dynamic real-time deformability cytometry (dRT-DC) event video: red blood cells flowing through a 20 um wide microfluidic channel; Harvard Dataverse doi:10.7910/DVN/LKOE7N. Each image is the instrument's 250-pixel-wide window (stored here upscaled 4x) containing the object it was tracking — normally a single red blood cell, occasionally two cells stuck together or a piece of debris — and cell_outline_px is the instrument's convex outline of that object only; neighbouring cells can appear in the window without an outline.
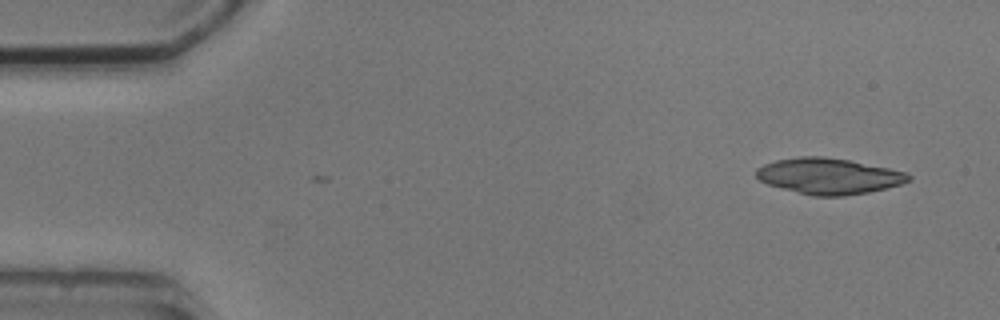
{"species": "common noctule bat (a hibernating species)", "species_latin": "Nyctalus noctula", "temperature_condition": "cold", "stored_images_in_passage": 5, "camera_frame_rate_fps": 3000, "um_per_image_px": 0.085, "animal": {"sex": "male", "body_mass_g": 20.5, "forearm_length_mm": 52.5}, "frame": {"image": 1, "passage_image": 1, "time_ms": 0.0, "image_size_px": [1000, 320], "cell_outline_px": [[912, 180], [900, 184], [868, 192], [844, 196], [812, 196], [768, 184], [760, 180], [756, 176], [756, 168], [764, 164], [776, 160], [800, 156], [824, 156], [848, 160], [908, 172], [912, 176]], "centroid_in_image_um": [70.45, 14.96], "position_along_channel_um": 14.5, "area_um2": 31.79}}
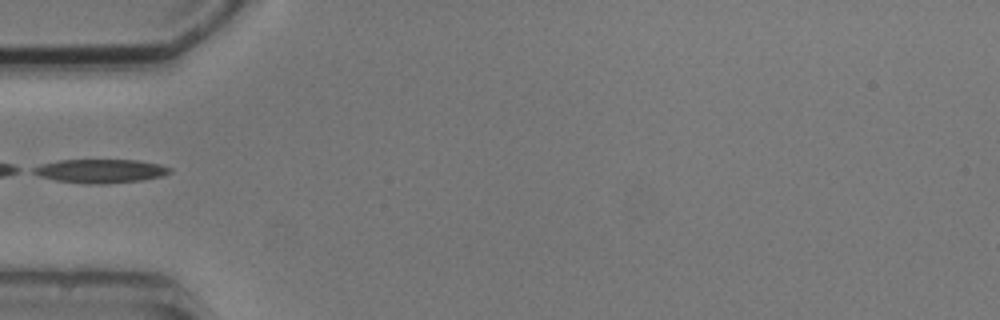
{"frame": {"image": 2, "passage_image": 5, "time_ms": 4.667, "image_size_px": [1000, 320], "cell_outline_px": [[172, 172], [160, 176], [144, 180], [104, 184], [84, 184], [56, 180], [40, 176], [32, 172], [32, 168], [40, 164], [60, 160], [136, 160], [160, 164], [172, 168]], "centroid_in_image_um": [8.54, 14.54], "position_along_channel_um": 76.5, "area_um2": 18.96}}